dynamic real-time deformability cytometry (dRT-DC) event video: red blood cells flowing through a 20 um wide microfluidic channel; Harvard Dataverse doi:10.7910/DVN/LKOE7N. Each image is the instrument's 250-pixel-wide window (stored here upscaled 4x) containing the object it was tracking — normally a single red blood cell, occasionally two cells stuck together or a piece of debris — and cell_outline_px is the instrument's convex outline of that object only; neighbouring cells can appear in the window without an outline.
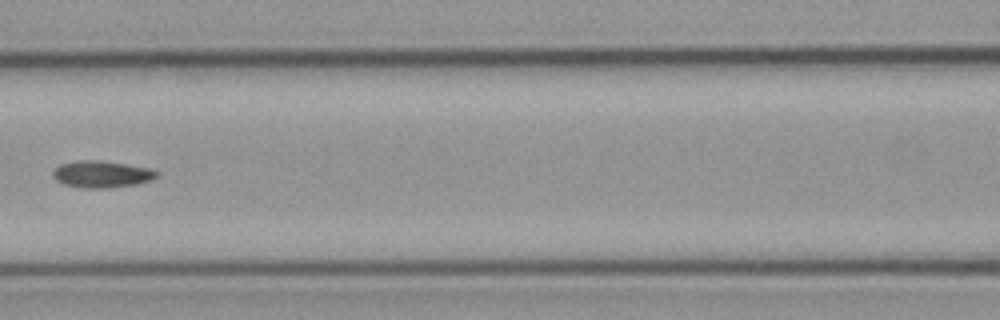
{"species": "common noctule bat (a hibernating species)", "species_latin": "Nyctalus noctula", "temperature_condition": "cold", "stored_images_in_passage": 6, "camera_frame_rate_fps": 3000, "um_per_image_px": 0.085, "animal": {"sex": "male", "body_mass_g": 23.1, "forearm_length_mm": 52.7}, "frame": {"image": 1, "passage_image": 6, "time_ms": 5.667, "image_size_px": [1000, 320], "cell_outline_px": [[160, 176], [152, 180], [136, 184], [108, 188], [84, 188], [64, 184], [56, 180], [52, 176], [52, 172], [60, 164], [76, 160], [100, 160], [148, 168], [160, 172]], "centroid_in_image_um": [8.65, 14.81], "position_along_channel_um": 157.9, "area_um2": 16.3}}